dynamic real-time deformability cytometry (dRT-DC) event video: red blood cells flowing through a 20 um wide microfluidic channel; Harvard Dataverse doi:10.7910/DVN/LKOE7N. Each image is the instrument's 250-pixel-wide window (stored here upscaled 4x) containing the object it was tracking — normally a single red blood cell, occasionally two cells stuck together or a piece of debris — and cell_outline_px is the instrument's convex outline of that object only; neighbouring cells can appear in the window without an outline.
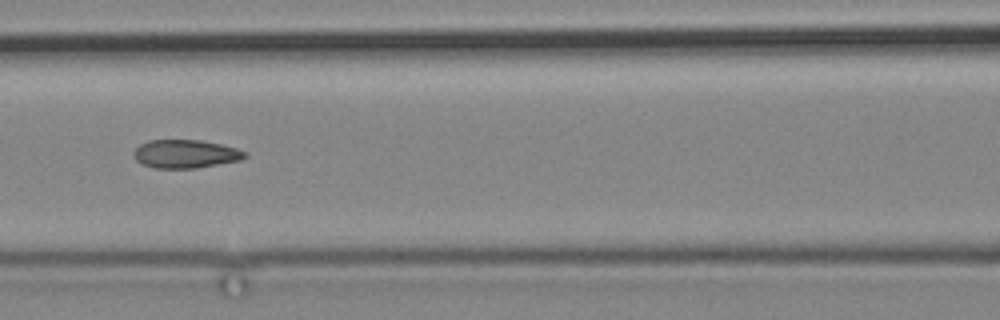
{"species": "common noctule bat (a hibernating species)", "species_latin": "Nyctalus noctula", "temperature_condition": "cold", "stored_images_in_passage": 21, "camera_frame_rate_fps": 3000, "um_per_image_px": 0.085, "animal": {"sex": "male", "body_mass_g": 19.2, "forearm_length_mm": 51.8}, "frame": {"image": 1, "passage_image": 12, "time_ms": 14.333, "image_size_px": [1000, 320], "cell_outline_px": [[248, 156], [240, 160], [196, 168], [156, 168], [144, 164], [136, 160], [132, 152], [140, 144], [148, 140], [200, 140], [220, 144], [236, 148], [248, 152]], "centroid_in_image_um": [15.78, 13.07], "position_along_channel_um": 150.8, "area_um2": 18.32}}
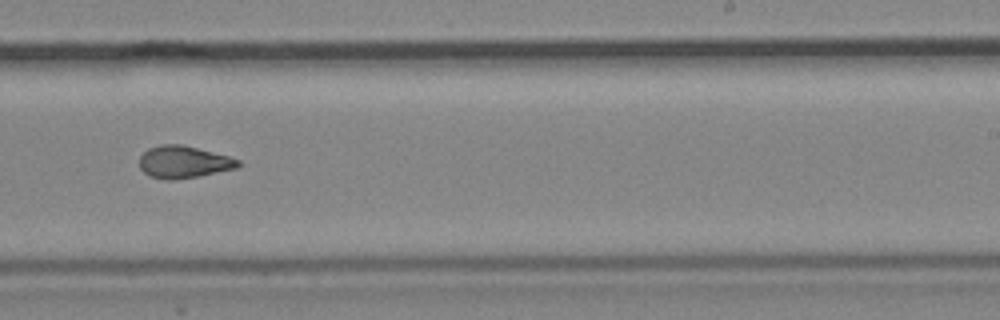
{"frame": {"image": 2, "passage_image": 15, "time_ms": 18.0, "image_size_px": [1000, 320], "cell_outline_px": [[240, 164], [236, 168], [196, 176], [168, 180], [152, 176], [144, 172], [140, 168], [140, 156], [148, 148], [160, 144], [180, 144], [228, 156], [240, 160]], "centroid_in_image_um": [15.58, 13.75], "position_along_channel_um": 273.4, "area_um2": 18.09}}
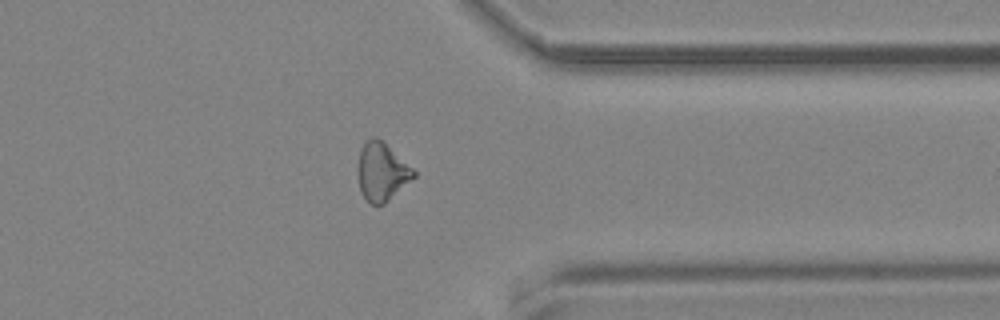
{"frame": {"image": 3, "passage_image": 18, "time_ms": 21.333, "image_size_px": [1000, 320], "cell_outline_px": [[416, 176], [384, 204], [372, 204], [360, 192], [356, 168], [360, 148], [372, 136], [376, 136], [384, 140], [416, 172]], "centroid_in_image_um": [32.43, 14.56], "position_along_channel_um": 379.0, "area_um2": 19.13}}